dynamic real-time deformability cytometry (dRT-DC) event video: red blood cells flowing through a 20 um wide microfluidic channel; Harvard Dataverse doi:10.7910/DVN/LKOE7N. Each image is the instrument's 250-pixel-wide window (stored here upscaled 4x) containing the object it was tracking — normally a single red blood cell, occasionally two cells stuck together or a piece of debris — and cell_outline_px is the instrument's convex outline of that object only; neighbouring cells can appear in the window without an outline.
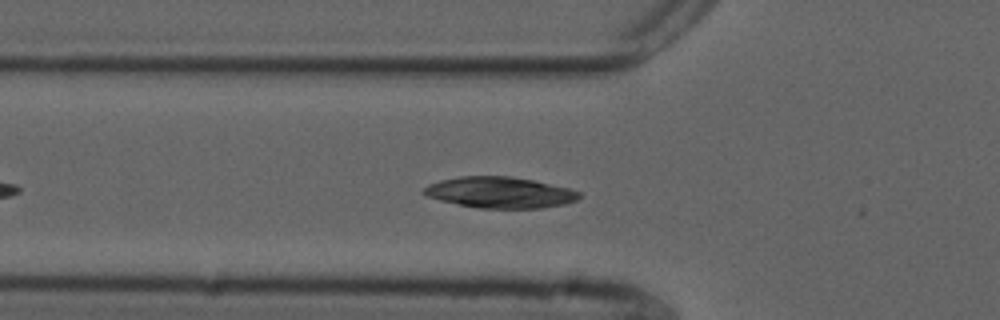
{"species": "common noctule bat (a hibernating species)", "species_latin": "Nyctalus noctula", "temperature_condition": "cold", "stored_images_in_passage": 39, "camera_frame_rate_fps": 3000, "um_per_image_px": 0.085, "animal": {"sex": "male", "forearm_length_mm": 52.5}, "frame": {"image": 1, "passage_image": 10, "time_ms": 3.0, "image_size_px": [1000, 320], "cell_outline_px": [[580, 196], [576, 200], [564, 204], [540, 208], [480, 208], [440, 200], [428, 196], [420, 192], [428, 184], [440, 180], [460, 176], [512, 176], [532, 180], [568, 188], [580, 192]], "centroid_in_image_um": [42.47, 16.35], "position_along_channel_um": 83.3, "area_um2": 27.92}}
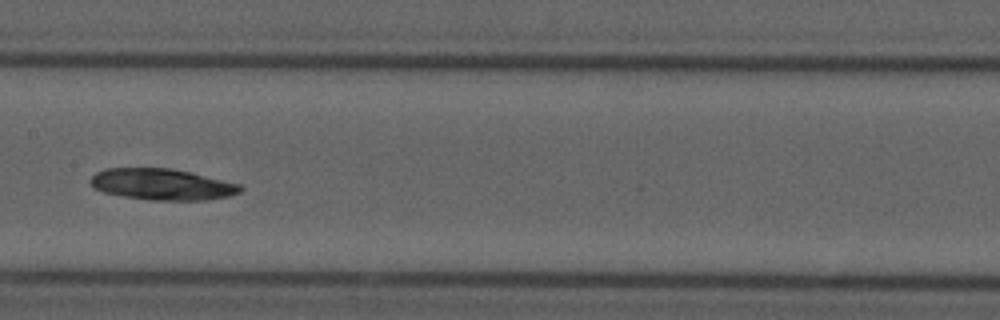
{"frame": {"image": 2, "passage_image": 19, "time_ms": 6.0, "image_size_px": [1000, 320], "cell_outline_px": [[244, 188], [240, 192], [228, 196], [204, 200], [148, 200], [124, 196], [104, 192], [92, 188], [88, 180], [96, 172], [104, 168], [172, 168], [240, 184]], "centroid_in_image_um": [13.73, 15.67], "position_along_channel_um": 193.7, "area_um2": 27.34}}
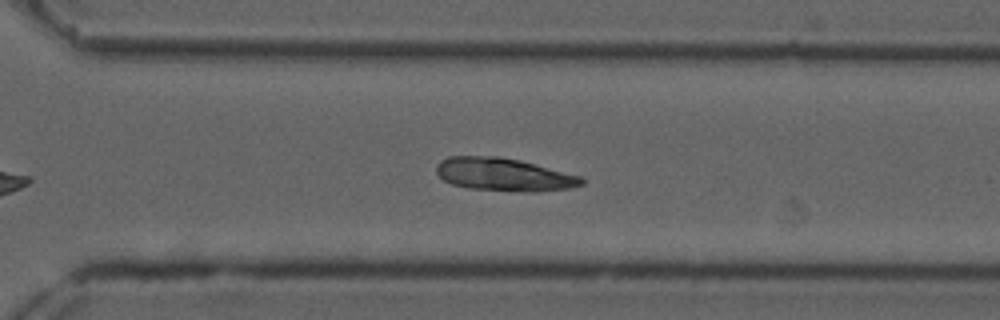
{"frame": {"image": 3, "passage_image": 30, "time_ms": 9.667, "image_size_px": [1000, 320], "cell_outline_px": [[584, 184], [568, 188], [532, 192], [524, 192], [468, 188], [452, 184], [444, 180], [436, 172], [436, 164], [440, 160], [448, 156], [496, 156], [520, 160], [536, 164], [580, 176], [584, 180]], "centroid_in_image_um": [42.79, 14.83], "position_along_channel_um": 327.8, "area_um2": 27.86}}